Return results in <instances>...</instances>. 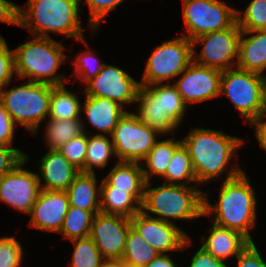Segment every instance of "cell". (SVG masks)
<instances>
[{"instance_id": "cell-7", "label": "cell", "mask_w": 266, "mask_h": 267, "mask_svg": "<svg viewBox=\"0 0 266 267\" xmlns=\"http://www.w3.org/2000/svg\"><path fill=\"white\" fill-rule=\"evenodd\" d=\"M262 75L233 67L222 71L220 96L226 95L245 122L262 119Z\"/></svg>"}, {"instance_id": "cell-21", "label": "cell", "mask_w": 266, "mask_h": 267, "mask_svg": "<svg viewBox=\"0 0 266 267\" xmlns=\"http://www.w3.org/2000/svg\"><path fill=\"white\" fill-rule=\"evenodd\" d=\"M247 35L249 36L247 37ZM236 67L264 74L266 69V29L241 31Z\"/></svg>"}, {"instance_id": "cell-17", "label": "cell", "mask_w": 266, "mask_h": 267, "mask_svg": "<svg viewBox=\"0 0 266 267\" xmlns=\"http://www.w3.org/2000/svg\"><path fill=\"white\" fill-rule=\"evenodd\" d=\"M69 207L66 191H40L33 205L29 227L59 233Z\"/></svg>"}, {"instance_id": "cell-48", "label": "cell", "mask_w": 266, "mask_h": 267, "mask_svg": "<svg viewBox=\"0 0 266 267\" xmlns=\"http://www.w3.org/2000/svg\"><path fill=\"white\" fill-rule=\"evenodd\" d=\"M262 119H266V75H262Z\"/></svg>"}, {"instance_id": "cell-28", "label": "cell", "mask_w": 266, "mask_h": 267, "mask_svg": "<svg viewBox=\"0 0 266 267\" xmlns=\"http://www.w3.org/2000/svg\"><path fill=\"white\" fill-rule=\"evenodd\" d=\"M45 125V142L49 150H57L69 140L84 134L85 121L81 119L54 120L47 118Z\"/></svg>"}, {"instance_id": "cell-46", "label": "cell", "mask_w": 266, "mask_h": 267, "mask_svg": "<svg viewBox=\"0 0 266 267\" xmlns=\"http://www.w3.org/2000/svg\"><path fill=\"white\" fill-rule=\"evenodd\" d=\"M249 126L255 127V136L261 147L266 151V119L253 121Z\"/></svg>"}, {"instance_id": "cell-47", "label": "cell", "mask_w": 266, "mask_h": 267, "mask_svg": "<svg viewBox=\"0 0 266 267\" xmlns=\"http://www.w3.org/2000/svg\"><path fill=\"white\" fill-rule=\"evenodd\" d=\"M145 267H177L169 254H159Z\"/></svg>"}, {"instance_id": "cell-41", "label": "cell", "mask_w": 266, "mask_h": 267, "mask_svg": "<svg viewBox=\"0 0 266 267\" xmlns=\"http://www.w3.org/2000/svg\"><path fill=\"white\" fill-rule=\"evenodd\" d=\"M26 153L17 148L0 145V177L9 173L24 158Z\"/></svg>"}, {"instance_id": "cell-20", "label": "cell", "mask_w": 266, "mask_h": 267, "mask_svg": "<svg viewBox=\"0 0 266 267\" xmlns=\"http://www.w3.org/2000/svg\"><path fill=\"white\" fill-rule=\"evenodd\" d=\"M136 103H138V118L157 131L160 136L172 132L179 127L163 110L161 97H156L146 86H141L137 92Z\"/></svg>"}, {"instance_id": "cell-50", "label": "cell", "mask_w": 266, "mask_h": 267, "mask_svg": "<svg viewBox=\"0 0 266 267\" xmlns=\"http://www.w3.org/2000/svg\"><path fill=\"white\" fill-rule=\"evenodd\" d=\"M122 267H136V266L127 264V263H125V262L122 261Z\"/></svg>"}, {"instance_id": "cell-11", "label": "cell", "mask_w": 266, "mask_h": 267, "mask_svg": "<svg viewBox=\"0 0 266 267\" xmlns=\"http://www.w3.org/2000/svg\"><path fill=\"white\" fill-rule=\"evenodd\" d=\"M241 31L235 22L225 30L206 33L193 39V61L220 71L236 67ZM199 43L202 48L196 53L195 45Z\"/></svg>"}, {"instance_id": "cell-2", "label": "cell", "mask_w": 266, "mask_h": 267, "mask_svg": "<svg viewBox=\"0 0 266 267\" xmlns=\"http://www.w3.org/2000/svg\"><path fill=\"white\" fill-rule=\"evenodd\" d=\"M256 207L255 190L244 171L233 179L223 180L216 205L204 193V216H213L215 225L236 230L251 242L249 230L256 225Z\"/></svg>"}, {"instance_id": "cell-30", "label": "cell", "mask_w": 266, "mask_h": 267, "mask_svg": "<svg viewBox=\"0 0 266 267\" xmlns=\"http://www.w3.org/2000/svg\"><path fill=\"white\" fill-rule=\"evenodd\" d=\"M162 178H164V183L167 184L185 186L193 182L194 185L197 184L191 158L183 143L175 150L166 173Z\"/></svg>"}, {"instance_id": "cell-8", "label": "cell", "mask_w": 266, "mask_h": 267, "mask_svg": "<svg viewBox=\"0 0 266 267\" xmlns=\"http://www.w3.org/2000/svg\"><path fill=\"white\" fill-rule=\"evenodd\" d=\"M192 41L179 36L155 47L148 60L140 86L169 82L193 61Z\"/></svg>"}, {"instance_id": "cell-18", "label": "cell", "mask_w": 266, "mask_h": 267, "mask_svg": "<svg viewBox=\"0 0 266 267\" xmlns=\"http://www.w3.org/2000/svg\"><path fill=\"white\" fill-rule=\"evenodd\" d=\"M39 163L37 176L42 190L66 191L80 173L57 150H48Z\"/></svg>"}, {"instance_id": "cell-33", "label": "cell", "mask_w": 266, "mask_h": 267, "mask_svg": "<svg viewBox=\"0 0 266 267\" xmlns=\"http://www.w3.org/2000/svg\"><path fill=\"white\" fill-rule=\"evenodd\" d=\"M96 213L69 206L59 233L70 241L88 237Z\"/></svg>"}, {"instance_id": "cell-9", "label": "cell", "mask_w": 266, "mask_h": 267, "mask_svg": "<svg viewBox=\"0 0 266 267\" xmlns=\"http://www.w3.org/2000/svg\"><path fill=\"white\" fill-rule=\"evenodd\" d=\"M159 135L135 113L126 112L109 136L118 161L141 163L158 141Z\"/></svg>"}, {"instance_id": "cell-44", "label": "cell", "mask_w": 266, "mask_h": 267, "mask_svg": "<svg viewBox=\"0 0 266 267\" xmlns=\"http://www.w3.org/2000/svg\"><path fill=\"white\" fill-rule=\"evenodd\" d=\"M189 267H228L224 261L215 258L212 254L206 252L202 247L198 249L191 258Z\"/></svg>"}, {"instance_id": "cell-27", "label": "cell", "mask_w": 266, "mask_h": 267, "mask_svg": "<svg viewBox=\"0 0 266 267\" xmlns=\"http://www.w3.org/2000/svg\"><path fill=\"white\" fill-rule=\"evenodd\" d=\"M76 93L66 85H52L48 118L54 120L81 119V103Z\"/></svg>"}, {"instance_id": "cell-42", "label": "cell", "mask_w": 266, "mask_h": 267, "mask_svg": "<svg viewBox=\"0 0 266 267\" xmlns=\"http://www.w3.org/2000/svg\"><path fill=\"white\" fill-rule=\"evenodd\" d=\"M15 123L0 101V145L12 146Z\"/></svg>"}, {"instance_id": "cell-36", "label": "cell", "mask_w": 266, "mask_h": 267, "mask_svg": "<svg viewBox=\"0 0 266 267\" xmlns=\"http://www.w3.org/2000/svg\"><path fill=\"white\" fill-rule=\"evenodd\" d=\"M88 133L77 136L65 144L57 151L61 153L80 172H83L87 153Z\"/></svg>"}, {"instance_id": "cell-10", "label": "cell", "mask_w": 266, "mask_h": 267, "mask_svg": "<svg viewBox=\"0 0 266 267\" xmlns=\"http://www.w3.org/2000/svg\"><path fill=\"white\" fill-rule=\"evenodd\" d=\"M182 16L190 41L200 35L218 32L236 22V8L220 0H183Z\"/></svg>"}, {"instance_id": "cell-49", "label": "cell", "mask_w": 266, "mask_h": 267, "mask_svg": "<svg viewBox=\"0 0 266 267\" xmlns=\"http://www.w3.org/2000/svg\"><path fill=\"white\" fill-rule=\"evenodd\" d=\"M101 267H122L121 259H104Z\"/></svg>"}, {"instance_id": "cell-19", "label": "cell", "mask_w": 266, "mask_h": 267, "mask_svg": "<svg viewBox=\"0 0 266 267\" xmlns=\"http://www.w3.org/2000/svg\"><path fill=\"white\" fill-rule=\"evenodd\" d=\"M208 237H202L201 247L215 258L222 261L237 257L251 242L240 232L220 227L212 222Z\"/></svg>"}, {"instance_id": "cell-40", "label": "cell", "mask_w": 266, "mask_h": 267, "mask_svg": "<svg viewBox=\"0 0 266 267\" xmlns=\"http://www.w3.org/2000/svg\"><path fill=\"white\" fill-rule=\"evenodd\" d=\"M14 75V51L0 35V89L9 86Z\"/></svg>"}, {"instance_id": "cell-16", "label": "cell", "mask_w": 266, "mask_h": 267, "mask_svg": "<svg viewBox=\"0 0 266 267\" xmlns=\"http://www.w3.org/2000/svg\"><path fill=\"white\" fill-rule=\"evenodd\" d=\"M130 228L129 218L100 211L94 216L89 236L104 259H121Z\"/></svg>"}, {"instance_id": "cell-38", "label": "cell", "mask_w": 266, "mask_h": 267, "mask_svg": "<svg viewBox=\"0 0 266 267\" xmlns=\"http://www.w3.org/2000/svg\"><path fill=\"white\" fill-rule=\"evenodd\" d=\"M23 248L14 236L0 237V267H20Z\"/></svg>"}, {"instance_id": "cell-29", "label": "cell", "mask_w": 266, "mask_h": 267, "mask_svg": "<svg viewBox=\"0 0 266 267\" xmlns=\"http://www.w3.org/2000/svg\"><path fill=\"white\" fill-rule=\"evenodd\" d=\"M88 133L87 153L83 173H95V168L107 167L112 155L116 156L111 138L102 133Z\"/></svg>"}, {"instance_id": "cell-25", "label": "cell", "mask_w": 266, "mask_h": 267, "mask_svg": "<svg viewBox=\"0 0 266 267\" xmlns=\"http://www.w3.org/2000/svg\"><path fill=\"white\" fill-rule=\"evenodd\" d=\"M181 144L182 140H176L175 136L156 142L141 164L146 183L152 176L157 175L161 179L165 175L175 150Z\"/></svg>"}, {"instance_id": "cell-1", "label": "cell", "mask_w": 266, "mask_h": 267, "mask_svg": "<svg viewBox=\"0 0 266 267\" xmlns=\"http://www.w3.org/2000/svg\"><path fill=\"white\" fill-rule=\"evenodd\" d=\"M181 140L191 158L197 184L221 177L225 169H228V175L224 181L233 179L243 172L238 164L230 166L231 169L227 166L236 149L239 150L245 143L243 138L228 135L222 130L192 128Z\"/></svg>"}, {"instance_id": "cell-23", "label": "cell", "mask_w": 266, "mask_h": 267, "mask_svg": "<svg viewBox=\"0 0 266 267\" xmlns=\"http://www.w3.org/2000/svg\"><path fill=\"white\" fill-rule=\"evenodd\" d=\"M142 169L141 163L117 161L101 180L100 187L126 190L143 203L146 181Z\"/></svg>"}, {"instance_id": "cell-6", "label": "cell", "mask_w": 266, "mask_h": 267, "mask_svg": "<svg viewBox=\"0 0 266 267\" xmlns=\"http://www.w3.org/2000/svg\"><path fill=\"white\" fill-rule=\"evenodd\" d=\"M52 85L25 81L10 90L0 89V101L16 125L36 134L49 114Z\"/></svg>"}, {"instance_id": "cell-15", "label": "cell", "mask_w": 266, "mask_h": 267, "mask_svg": "<svg viewBox=\"0 0 266 267\" xmlns=\"http://www.w3.org/2000/svg\"><path fill=\"white\" fill-rule=\"evenodd\" d=\"M182 74V75H181ZM222 71L202 66L192 61L182 71L173 85L183 101L194 104L205 102L220 96V78ZM181 75V76H180Z\"/></svg>"}, {"instance_id": "cell-43", "label": "cell", "mask_w": 266, "mask_h": 267, "mask_svg": "<svg viewBox=\"0 0 266 267\" xmlns=\"http://www.w3.org/2000/svg\"><path fill=\"white\" fill-rule=\"evenodd\" d=\"M236 259L237 267H266V262L260 256L254 242H250Z\"/></svg>"}, {"instance_id": "cell-39", "label": "cell", "mask_w": 266, "mask_h": 267, "mask_svg": "<svg viewBox=\"0 0 266 267\" xmlns=\"http://www.w3.org/2000/svg\"><path fill=\"white\" fill-rule=\"evenodd\" d=\"M80 5L84 1L89 7V24L88 27L94 32H97V27L105 19L109 12H112L120 3L125 0H79Z\"/></svg>"}, {"instance_id": "cell-37", "label": "cell", "mask_w": 266, "mask_h": 267, "mask_svg": "<svg viewBox=\"0 0 266 267\" xmlns=\"http://www.w3.org/2000/svg\"><path fill=\"white\" fill-rule=\"evenodd\" d=\"M91 49L82 51L72 60L75 66L74 73L79 81H85V84L94 78L103 68L105 63H101Z\"/></svg>"}, {"instance_id": "cell-3", "label": "cell", "mask_w": 266, "mask_h": 267, "mask_svg": "<svg viewBox=\"0 0 266 267\" xmlns=\"http://www.w3.org/2000/svg\"><path fill=\"white\" fill-rule=\"evenodd\" d=\"M25 6L19 7V26L31 36L48 38V32H55L89 46L79 19V0H28Z\"/></svg>"}, {"instance_id": "cell-14", "label": "cell", "mask_w": 266, "mask_h": 267, "mask_svg": "<svg viewBox=\"0 0 266 267\" xmlns=\"http://www.w3.org/2000/svg\"><path fill=\"white\" fill-rule=\"evenodd\" d=\"M140 82L114 65L104 64L102 70L86 83V96L109 98L121 106L136 103Z\"/></svg>"}, {"instance_id": "cell-45", "label": "cell", "mask_w": 266, "mask_h": 267, "mask_svg": "<svg viewBox=\"0 0 266 267\" xmlns=\"http://www.w3.org/2000/svg\"><path fill=\"white\" fill-rule=\"evenodd\" d=\"M19 5L8 0H0V22L19 26Z\"/></svg>"}, {"instance_id": "cell-22", "label": "cell", "mask_w": 266, "mask_h": 267, "mask_svg": "<svg viewBox=\"0 0 266 267\" xmlns=\"http://www.w3.org/2000/svg\"><path fill=\"white\" fill-rule=\"evenodd\" d=\"M81 105L87 121L99 131L112 134L120 118L127 112L119 103L103 97L86 96Z\"/></svg>"}, {"instance_id": "cell-4", "label": "cell", "mask_w": 266, "mask_h": 267, "mask_svg": "<svg viewBox=\"0 0 266 267\" xmlns=\"http://www.w3.org/2000/svg\"><path fill=\"white\" fill-rule=\"evenodd\" d=\"M65 49L62 43L52 37H32V40L13 49L16 78L29 77L28 81L53 86L66 84L69 79L65 78L64 73L57 74L58 68L69 58L63 52Z\"/></svg>"}, {"instance_id": "cell-31", "label": "cell", "mask_w": 266, "mask_h": 267, "mask_svg": "<svg viewBox=\"0 0 266 267\" xmlns=\"http://www.w3.org/2000/svg\"><path fill=\"white\" fill-rule=\"evenodd\" d=\"M159 254L132 227L129 229L121 258L123 262L136 267H145Z\"/></svg>"}, {"instance_id": "cell-5", "label": "cell", "mask_w": 266, "mask_h": 267, "mask_svg": "<svg viewBox=\"0 0 266 267\" xmlns=\"http://www.w3.org/2000/svg\"><path fill=\"white\" fill-rule=\"evenodd\" d=\"M151 182L145 185L142 211L153 218L174 223L180 219L191 220L204 217V193L196 185H177L162 183L150 188ZM172 219V220H170ZM174 220V222H172Z\"/></svg>"}, {"instance_id": "cell-13", "label": "cell", "mask_w": 266, "mask_h": 267, "mask_svg": "<svg viewBox=\"0 0 266 267\" xmlns=\"http://www.w3.org/2000/svg\"><path fill=\"white\" fill-rule=\"evenodd\" d=\"M28 160L26 154L9 173L0 177V201L29 215L41 188L37 173L23 169Z\"/></svg>"}, {"instance_id": "cell-35", "label": "cell", "mask_w": 266, "mask_h": 267, "mask_svg": "<svg viewBox=\"0 0 266 267\" xmlns=\"http://www.w3.org/2000/svg\"><path fill=\"white\" fill-rule=\"evenodd\" d=\"M242 12L236 9V22L241 30L266 29V0H251Z\"/></svg>"}, {"instance_id": "cell-34", "label": "cell", "mask_w": 266, "mask_h": 267, "mask_svg": "<svg viewBox=\"0 0 266 267\" xmlns=\"http://www.w3.org/2000/svg\"><path fill=\"white\" fill-rule=\"evenodd\" d=\"M74 251L70 267H101L104 257L90 236L72 240Z\"/></svg>"}, {"instance_id": "cell-26", "label": "cell", "mask_w": 266, "mask_h": 267, "mask_svg": "<svg viewBox=\"0 0 266 267\" xmlns=\"http://www.w3.org/2000/svg\"><path fill=\"white\" fill-rule=\"evenodd\" d=\"M100 209L101 212L132 218L136 213L142 211V203L126 190L115 187H100Z\"/></svg>"}, {"instance_id": "cell-24", "label": "cell", "mask_w": 266, "mask_h": 267, "mask_svg": "<svg viewBox=\"0 0 266 267\" xmlns=\"http://www.w3.org/2000/svg\"><path fill=\"white\" fill-rule=\"evenodd\" d=\"M96 173L80 172L66 190L69 206L100 212L101 188ZM98 187V188H97Z\"/></svg>"}, {"instance_id": "cell-32", "label": "cell", "mask_w": 266, "mask_h": 267, "mask_svg": "<svg viewBox=\"0 0 266 267\" xmlns=\"http://www.w3.org/2000/svg\"><path fill=\"white\" fill-rule=\"evenodd\" d=\"M156 97H161L164 112L179 126L184 119L187 104L175 86L170 83H157L146 86Z\"/></svg>"}, {"instance_id": "cell-12", "label": "cell", "mask_w": 266, "mask_h": 267, "mask_svg": "<svg viewBox=\"0 0 266 267\" xmlns=\"http://www.w3.org/2000/svg\"><path fill=\"white\" fill-rule=\"evenodd\" d=\"M131 227L160 254L190 247L191 237L174 223L153 218L143 211L130 218Z\"/></svg>"}]
</instances>
